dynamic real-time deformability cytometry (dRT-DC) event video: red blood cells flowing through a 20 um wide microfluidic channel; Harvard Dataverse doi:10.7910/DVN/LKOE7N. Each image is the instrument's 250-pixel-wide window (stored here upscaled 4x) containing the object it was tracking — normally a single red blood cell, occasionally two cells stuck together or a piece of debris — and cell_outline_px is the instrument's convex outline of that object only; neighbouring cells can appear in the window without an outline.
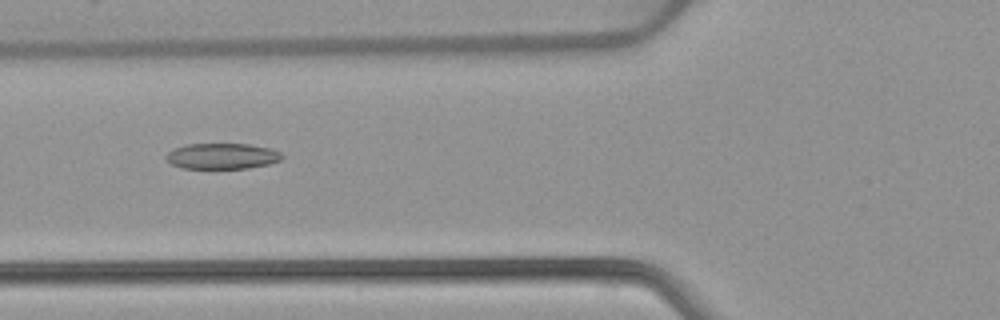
{"species": "common noctule bat (a hibernating species)", "species_latin": "Nyctalus noctula", "temperature_condition": "warm", "stored_images_in_passage": 52, "camera_frame_rate_fps": 3000, "um_per_image_px": 0.085, "animal": {"sex": "female", "body_mass_g": 22.7, "forearm_length_mm": 54.2}, "frame": {"image": 1, "passage_image": 20, "time_ms": 6.333, "image_size_px": [1000, 320], "cell_outline_px": [[284, 156], [280, 160], [268, 164], [248, 168], [184, 168], [172, 164], [164, 156], [168, 152], [184, 144], [248, 144], [272, 148], [280, 152]], "centroid_in_image_um": [18.9, 13.26], "position_along_channel_um": 106.9, "area_um2": 17.34}}
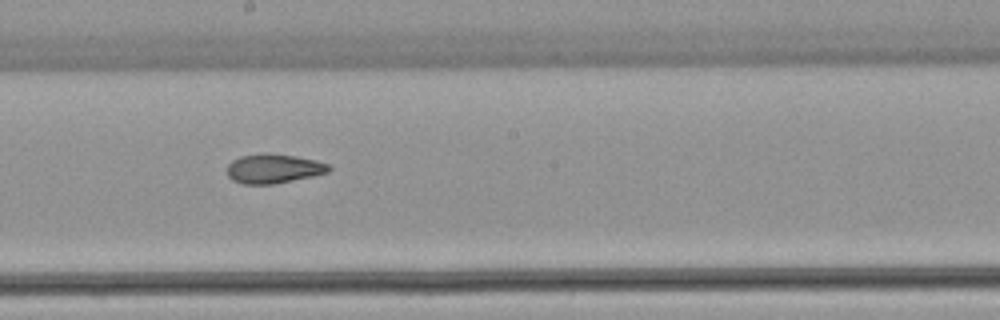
{"frame": {"image": 2, "passage_image": 29, "time_ms": 9.333, "image_size_px": [1000, 320], "cell_outline_px": [[332, 168], [328, 172], [312, 176], [272, 184], [244, 184], [232, 180], [228, 176], [228, 164], [232, 160], [240, 156], [260, 152], [268, 152], [296, 156], [316, 160], [328, 164]], "centroid_in_image_um": [23.24, 14.31], "position_along_channel_um": 225.0, "area_um2": 17.51}}
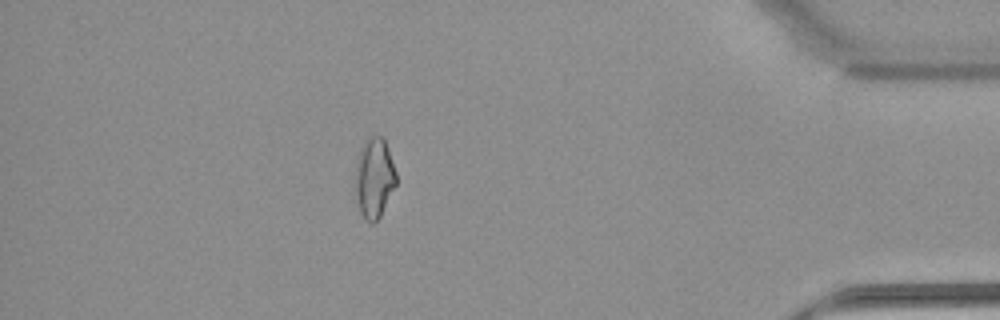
{"frame": {"image": 3, "passage_image": 46, "time_ms": 15.0, "image_size_px": [1000, 320], "cell_outline_px": [[396, 184], [380, 216], [372, 224], [364, 220], [360, 212], [356, 196], [356, 164], [360, 148], [368, 136], [384, 136], [396, 172]], "centroid_in_image_um": [31.81, 15.1], "position_along_channel_um": 403.4, "area_um2": 19.02}, "authors_computed_cell_mechanics": {"area_um2": 18.8139, "velocity_mm_per_s": 3.9257, "shape_relaxation_time_tau1_ms": null, "shape_relaxation_time_tau2_ms": 3.2516, "deformation_change_tau1": null, "deformation_change_tau2": 0.0985}}